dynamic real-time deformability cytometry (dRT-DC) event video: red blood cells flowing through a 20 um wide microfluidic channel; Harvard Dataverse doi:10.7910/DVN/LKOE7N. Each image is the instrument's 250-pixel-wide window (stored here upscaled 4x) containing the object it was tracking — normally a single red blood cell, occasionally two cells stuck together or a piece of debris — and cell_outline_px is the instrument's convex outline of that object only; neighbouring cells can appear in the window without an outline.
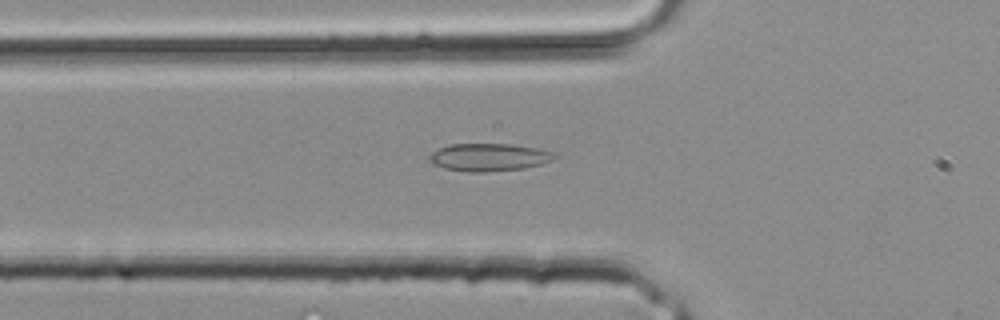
{"species": "common noctule bat (a hibernating species)", "species_latin": "Nyctalus noctula", "temperature_condition": "room temperature", "stored_images_in_passage": 21, "camera_frame_rate_fps": 3000, "um_per_image_px": 0.085, "animal": {"sex": "male", "body_mass_g": 20.4}, "frame": {"image": 1, "passage_image": 2, "time_ms": 0.333, "image_size_px": [1000, 320], "cell_outline_px": [[556, 156], [552, 160], [540, 164], [524, 168], [484, 172], [468, 172], [444, 168], [432, 164], [428, 160], [428, 156], [432, 152], [440, 148], [452, 144], [512, 144], [536, 148], [552, 152]], "centroid_in_image_um": [41.51, 13.37], "position_along_channel_um": 84.3, "area_um2": 20.06}}
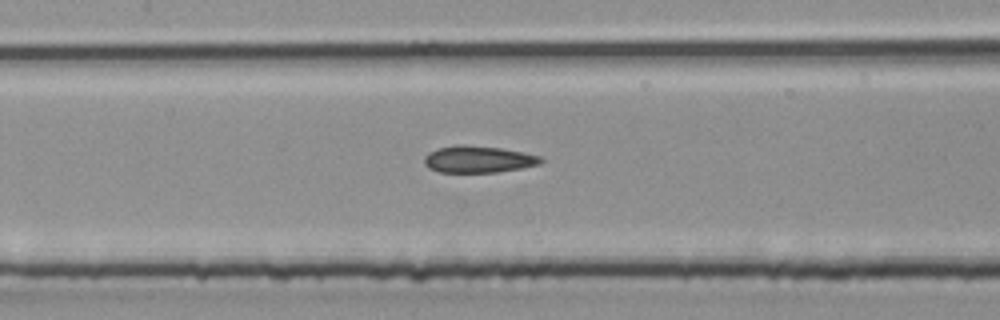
{"frame": {"image": 2, "passage_image": 6, "time_ms": 1.667, "image_size_px": [1000, 320], "cell_outline_px": [[544, 160], [540, 164], [524, 168], [496, 172], [440, 172], [428, 168], [424, 164], [424, 156], [428, 152], [436, 148], [456, 144], [460, 144], [500, 148], [524, 152], [540, 156]], "centroid_in_image_um": [40.64, 13.53], "position_along_channel_um": 166.8, "area_um2": 18.44}}
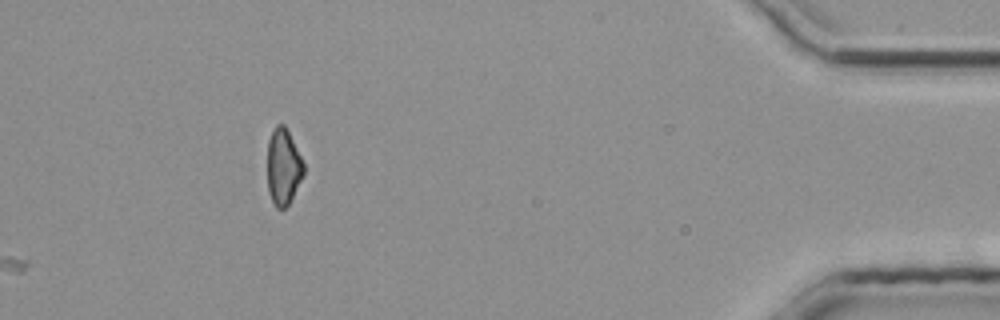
{"frame": {"image": 3, "passage_image": 21, "time_ms": 6.667, "image_size_px": [1000, 320], "cell_outline_px": [[304, 172], [288, 204], [284, 208], [276, 208], [268, 192], [268, 140], [276, 124], [284, 124], [304, 164]], "centroid_in_image_um": [24.06, 14.17], "position_along_channel_um": 411.1, "area_um2": 15.66}}